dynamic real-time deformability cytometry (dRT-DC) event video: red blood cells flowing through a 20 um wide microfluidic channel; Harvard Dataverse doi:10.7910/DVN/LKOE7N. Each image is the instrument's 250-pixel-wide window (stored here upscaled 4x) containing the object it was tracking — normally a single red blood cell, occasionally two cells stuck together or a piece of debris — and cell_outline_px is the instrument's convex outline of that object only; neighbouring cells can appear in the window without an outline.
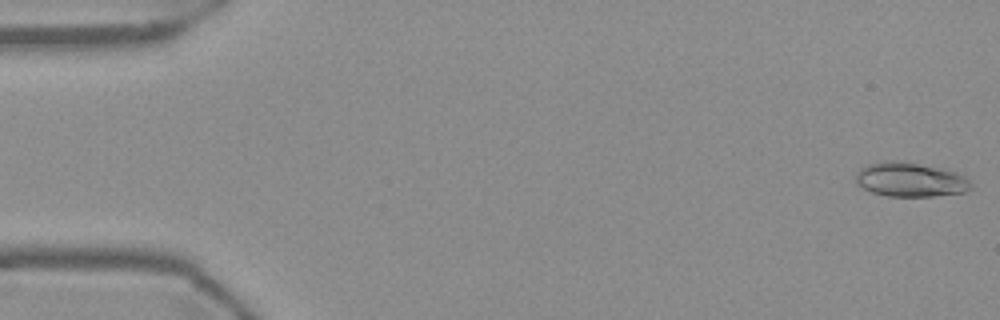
{"species": "Egyptian fruit bat (a non-hibernating species)", "species_latin": "Rousettus aegyptiacus", "temperature_condition": "warm", "stored_images_in_passage": 54, "camera_frame_rate_fps": 3000, "um_per_image_px": 0.085, "frame": {"image": 1, "passage_image": 1, "time_ms": 0.0, "image_size_px": [1000, 320], "cell_outline_px": [[972, 188], [964, 192], [932, 196], [888, 196], [872, 192], [856, 184], [856, 172], [860, 168], [868, 164], [884, 160], [904, 160], [948, 168], [964, 176], [972, 184]], "centroid_in_image_um": [77.38, 15.23], "position_along_channel_um": 7.6, "area_um2": 23.52}}
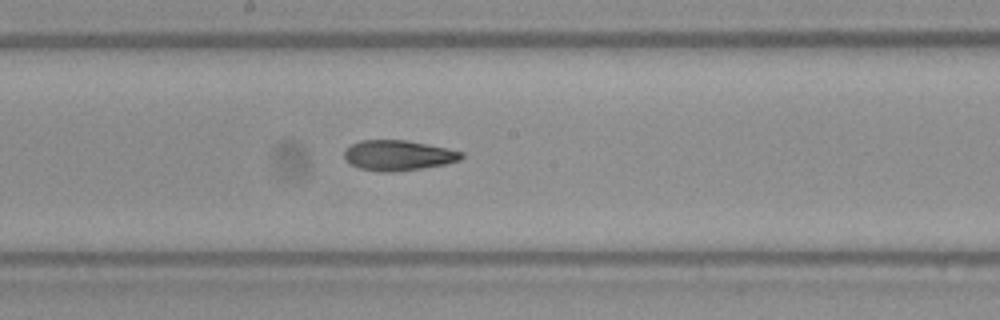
{"frame": {"image": 2, "passage_image": 29, "time_ms": 9.333, "image_size_px": [1000, 320], "cell_outline_px": [[464, 156], [460, 160], [444, 164], [420, 168], [392, 172], [380, 172], [360, 168], [348, 164], [344, 156], [344, 152], [352, 144], [360, 140], [408, 140], [448, 148], [464, 152]], "centroid_in_image_um": [33.85, 13.2], "position_along_channel_um": 214.4, "area_um2": 20.69}}
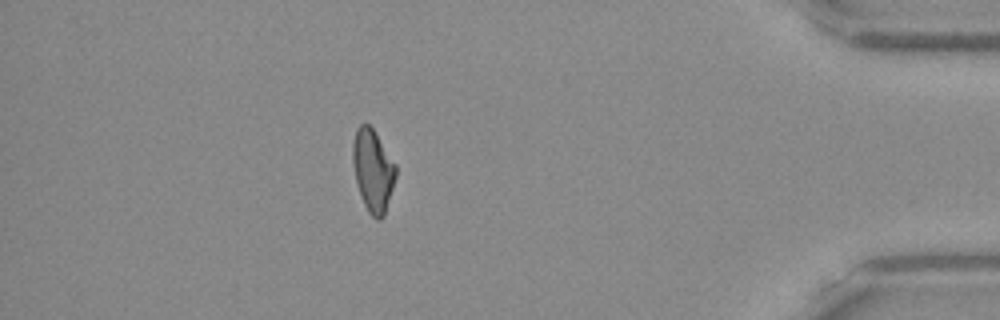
{"frame": {"image": 3, "passage_image": 48, "time_ms": 15.667, "image_size_px": [1000, 320], "cell_outline_px": [[396, 176], [384, 216], [380, 220], [376, 220], [368, 212], [364, 204], [356, 180], [352, 160], [352, 144], [356, 128], [360, 124], [368, 124], [372, 128], [396, 164]], "centroid_in_image_um": [31.69, 14.49], "position_along_channel_um": 403.5, "area_um2": 20.46}, "authors_computed_cell_mechanics": {"area_um2": 20.7502, "velocity_mm_per_s": 3.7243, "shape_relaxation_time_tau1_ms": null, "shape_relaxation_time_tau2_ms": 5.7093, "deformation_change_tau1": null, "deformation_change_tau2": 0.14}}